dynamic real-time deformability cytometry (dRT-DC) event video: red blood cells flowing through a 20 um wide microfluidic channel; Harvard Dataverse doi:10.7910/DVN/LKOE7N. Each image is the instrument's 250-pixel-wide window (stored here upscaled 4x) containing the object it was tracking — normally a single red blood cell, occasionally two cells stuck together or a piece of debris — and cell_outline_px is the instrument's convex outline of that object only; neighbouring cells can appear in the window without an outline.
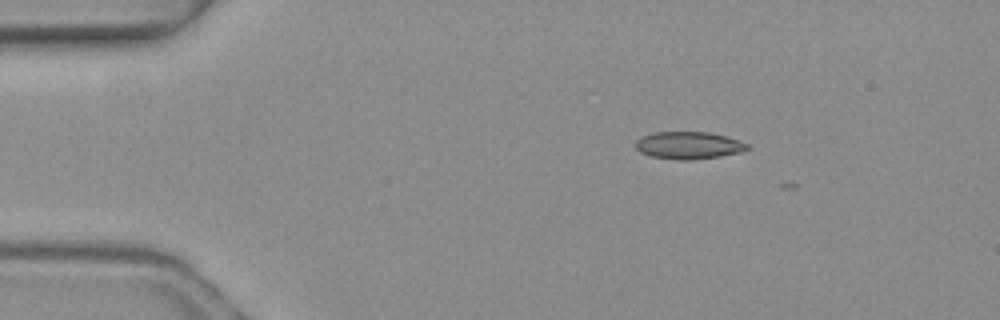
{"species": "common noctule bat (a hibernating species)", "species_latin": "Nyctalus noctula", "temperature_condition": "warm", "stored_images_in_passage": 5, "camera_frame_rate_fps": 3000, "um_per_image_px": 0.085, "animal": {"sex": "female", "body_mass_g": 19.3, "forearm_length_mm": 54.1}, "frame": {"image": 1, "passage_image": 3, "time_ms": 0.667, "image_size_px": [1000, 320], "cell_outline_px": [[748, 148], [740, 152], [720, 156], [688, 160], [680, 160], [652, 156], [640, 152], [636, 148], [636, 140], [652, 132], [708, 132], [740, 140], [748, 144]], "centroid_in_image_um": [58.52, 12.35], "position_along_channel_um": 26.5, "area_um2": 17.57}}